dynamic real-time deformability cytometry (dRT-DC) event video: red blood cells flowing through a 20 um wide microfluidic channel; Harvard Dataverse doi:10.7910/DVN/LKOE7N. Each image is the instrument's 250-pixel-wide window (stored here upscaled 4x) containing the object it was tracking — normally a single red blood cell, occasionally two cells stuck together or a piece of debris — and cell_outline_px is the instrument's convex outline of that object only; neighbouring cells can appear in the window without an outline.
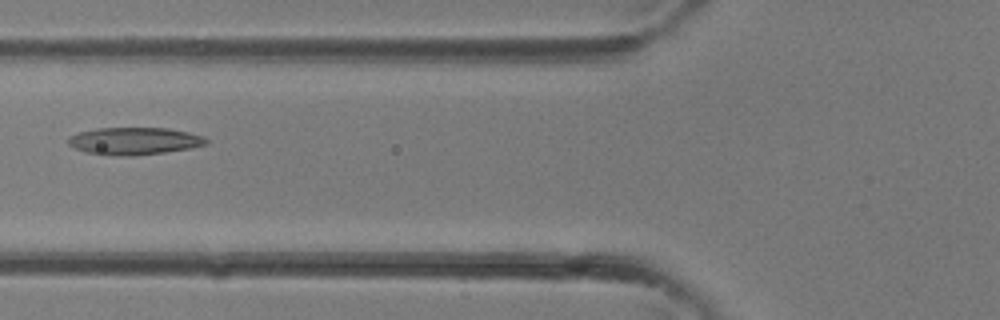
{"species": "common noctule bat (a hibernating species)", "species_latin": "Nyctalus noctula", "temperature_condition": "room temperature", "stored_images_in_passage": 33, "camera_frame_rate_fps": 3000, "um_per_image_px": 0.085, "animal": {"sex": "female"}, "frame": {"image": 1, "passage_image": 12, "time_ms": 3.667, "image_size_px": [1000, 320], "cell_outline_px": [[208, 144], [188, 148], [164, 152], [132, 156], [116, 156], [88, 152], [76, 148], [68, 144], [68, 136], [80, 132], [96, 128], [168, 128], [188, 132], [204, 136], [208, 140]], "centroid_in_image_um": [11.42, 11.98], "position_along_channel_um": 114.4, "area_um2": 21.85}}
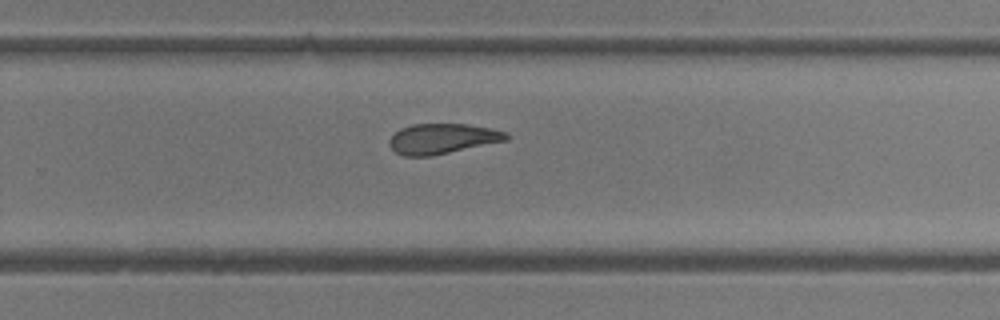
{"frame": {"image": 2, "passage_image": 21, "time_ms": 6.667, "image_size_px": [1000, 320], "cell_outline_px": [[508, 140], [432, 156], [404, 156], [396, 152], [388, 144], [388, 140], [400, 128], [412, 124], [468, 124], [492, 128], [504, 132], [508, 136]], "centroid_in_image_um": [37.58, 11.79], "position_along_channel_um": 292.2, "area_um2": 20.58}}
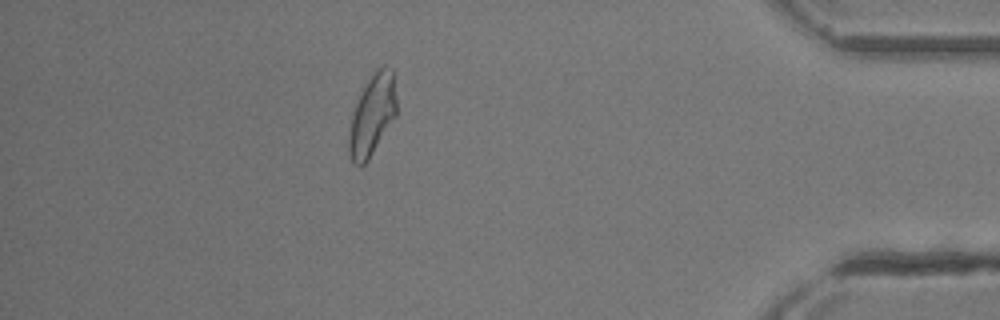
{"frame": {"image": 3, "passage_image": 29, "time_ms": 9.333, "image_size_px": [1000, 320], "cell_outline_px": [[396, 116], [368, 160], [364, 164], [356, 164], [352, 160], [348, 152], [348, 132], [352, 116], [356, 104], [364, 84], [376, 68], [384, 64], [392, 68], [396, 100]], "centroid_in_image_um": [31.64, 9.74], "position_along_channel_um": 403.6, "area_um2": 22.43}}